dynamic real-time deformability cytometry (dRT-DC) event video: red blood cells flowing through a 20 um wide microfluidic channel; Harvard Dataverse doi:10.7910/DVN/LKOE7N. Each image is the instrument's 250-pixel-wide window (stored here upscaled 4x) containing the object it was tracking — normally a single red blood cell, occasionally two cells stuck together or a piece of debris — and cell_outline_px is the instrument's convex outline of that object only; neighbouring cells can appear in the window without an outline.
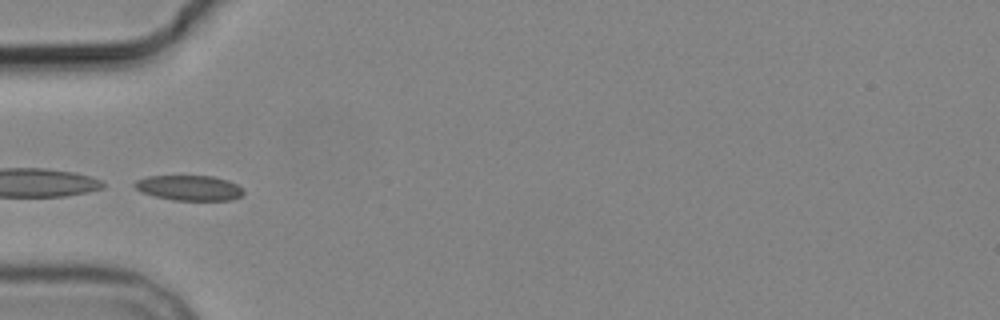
{"species": "common noctule bat (a hibernating species)", "species_latin": "Nyctalus noctula", "temperature_condition": "cold", "stored_images_in_passage": 5, "camera_frame_rate_fps": 3000, "um_per_image_px": 0.085, "animal": {"sex": "male", "body_mass_g": 19.2, "forearm_length_mm": 51.8}, "frame": {"image": 1, "passage_image": 4, "time_ms": 3.333, "image_size_px": [1000, 320], "cell_outline_px": [[244, 192], [240, 196], [232, 200], [172, 200], [140, 192], [132, 184], [136, 180], [148, 176], [212, 176], [228, 180], [236, 184]], "centroid_in_image_um": [16.05, 15.97], "position_along_channel_um": 68.9, "area_um2": 15.9}}
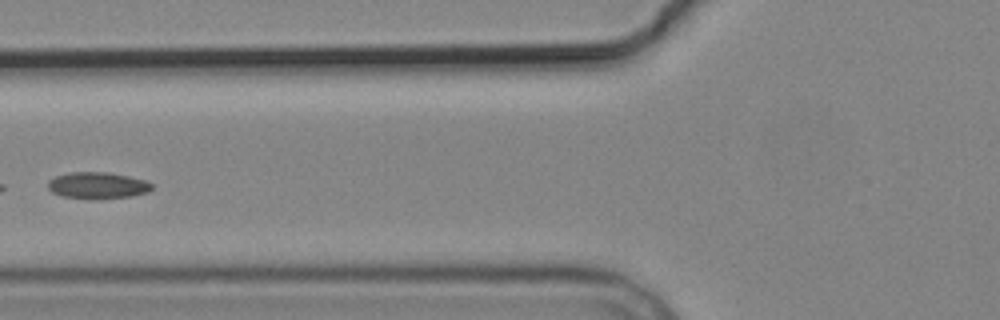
{"frame": {"image": 2, "passage_image": 5, "time_ms": 4.667, "image_size_px": [1000, 320], "cell_outline_px": [[152, 188], [148, 192], [132, 196], [96, 200], [88, 200], [64, 196], [52, 192], [48, 188], [48, 180], [56, 176], [72, 172], [108, 172], [128, 176], [144, 180], [152, 184]], "centroid_in_image_um": [8.29, 15.78], "position_along_channel_um": 117.5, "area_um2": 16.24}}